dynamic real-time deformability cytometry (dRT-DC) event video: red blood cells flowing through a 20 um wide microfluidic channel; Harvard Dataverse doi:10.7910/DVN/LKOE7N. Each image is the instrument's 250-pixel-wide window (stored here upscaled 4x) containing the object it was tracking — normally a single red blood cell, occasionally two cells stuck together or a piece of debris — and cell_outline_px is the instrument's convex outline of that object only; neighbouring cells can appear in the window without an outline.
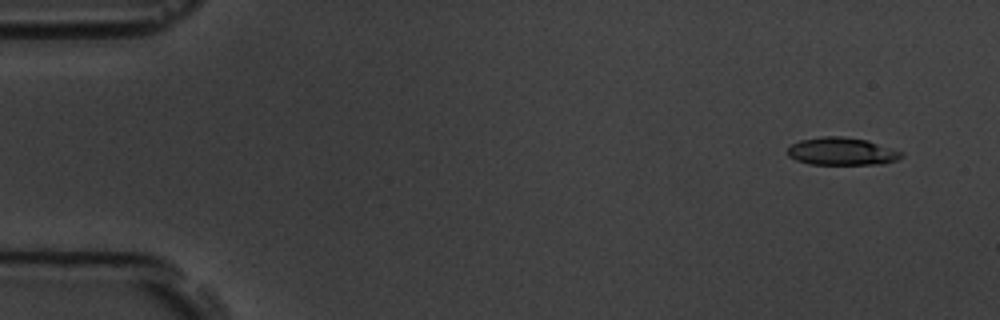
{"species": "common noctule bat (a hibernating species)", "species_latin": "Nyctalus noctula", "temperature_condition": "room temperature", "stored_images_in_passage": 6, "camera_frame_rate_fps": 3000, "um_per_image_px": 0.085, "animal": {"sex": "male", "body_mass_g": 19.5, "forearm_length_mm": 54.6}, "frame": {"image": 1, "passage_image": 1, "time_ms": 0.0, "image_size_px": [1000, 320], "cell_outline_px": [[904, 156], [896, 160], [880, 164], [808, 164], [796, 160], [788, 156], [788, 148], [792, 144], [800, 140], [824, 136], [840, 136], [868, 140], [904, 152]], "centroid_in_image_um": [71.57, 12.87], "position_along_channel_um": 13.4, "area_um2": 18.38}}
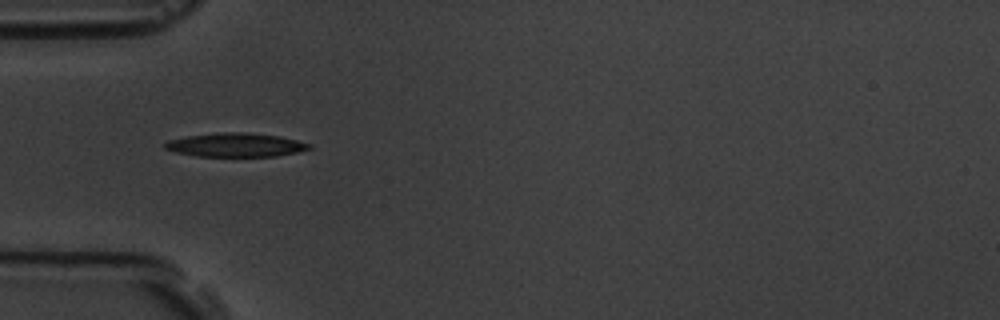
{"frame": {"image": 2, "passage_image": 5, "time_ms": 4.667, "image_size_px": [1000, 320], "cell_outline_px": [[312, 148], [296, 152], [276, 156], [196, 156], [176, 152], [164, 148], [164, 144], [168, 140], [188, 136], [220, 132], [244, 132], [280, 136], [312, 144]], "centroid_in_image_um": [20.04, 12.31], "position_along_channel_um": 65.0, "area_um2": 19.88}}
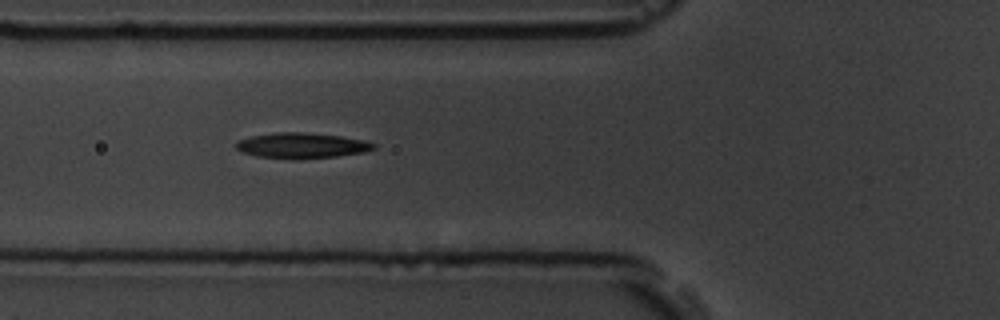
{"frame": {"image": 3, "passage_image": 6, "time_ms": 5.667, "image_size_px": [1000, 320], "cell_outline_px": [[376, 148], [364, 152], [336, 156], [296, 160], [256, 156], [240, 152], [236, 148], [236, 140], [252, 136], [276, 132], [304, 132], [340, 136], [364, 140], [376, 144]], "centroid_in_image_um": [25.61, 12.38], "position_along_channel_um": 100.2, "area_um2": 20.63}}